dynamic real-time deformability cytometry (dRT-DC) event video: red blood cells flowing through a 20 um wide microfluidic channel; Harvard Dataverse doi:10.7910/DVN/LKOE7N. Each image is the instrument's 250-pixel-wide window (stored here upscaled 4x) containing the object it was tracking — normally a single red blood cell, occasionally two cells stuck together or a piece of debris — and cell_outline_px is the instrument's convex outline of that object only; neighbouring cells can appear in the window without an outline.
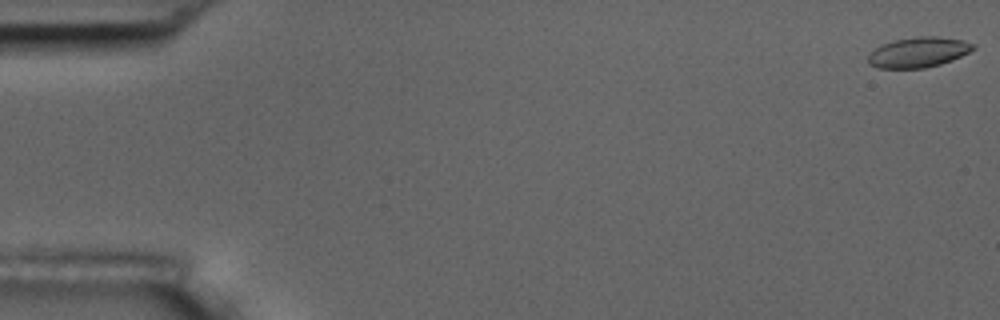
{"species": "common noctule bat (a hibernating species)", "species_latin": "Nyctalus noctula", "temperature_condition": "room temperature", "stored_images_in_passage": 56, "camera_frame_rate_fps": 3000, "um_per_image_px": 0.085, "animal": {"sex": "male", "body_mass_g": 17.5, "forearm_length_mm": 52.3}, "frame": {"image": 1, "passage_image": 1, "time_ms": 0.0, "image_size_px": [1000, 320], "cell_outline_px": [[976, 48], [952, 60], [940, 64], [924, 68], [876, 68], [868, 64], [868, 56], [876, 48], [884, 44], [896, 40], [920, 36], [936, 36], [960, 40], [976, 44]], "centroid_in_image_um": [78.07, 4.45], "position_along_channel_um": 6.9, "area_um2": 18.26}}
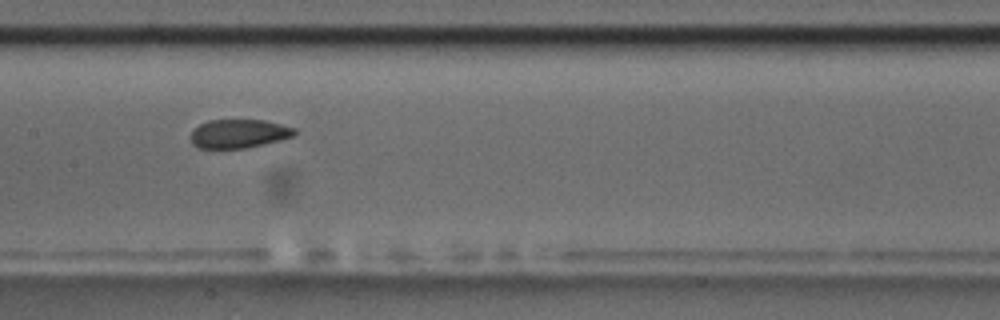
{"frame": {"image": 2, "passage_image": 28, "time_ms": 9.0, "image_size_px": [1000, 320], "cell_outline_px": [[296, 132], [292, 136], [280, 140], [264, 144], [244, 148], [196, 148], [192, 144], [192, 128], [208, 120], [264, 120], [296, 128]], "centroid_in_image_um": [20.28, 11.36], "position_along_channel_um": 187.1, "area_um2": 17.34}}
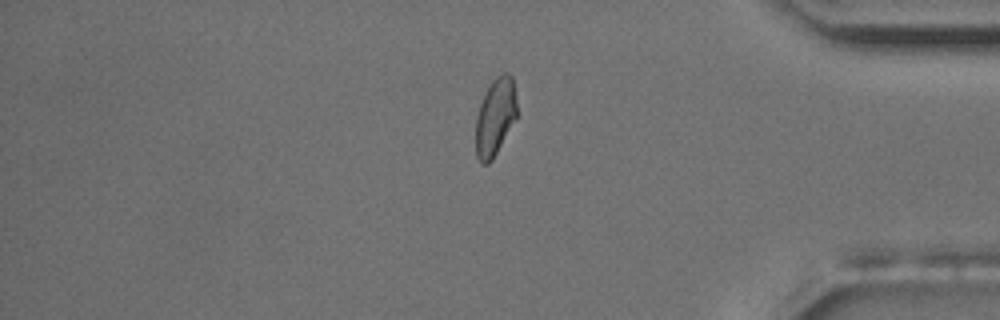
{"frame": {"image": 3, "passage_image": 47, "time_ms": 15.333, "image_size_px": [1000, 320], "cell_outline_px": [[516, 116], [492, 160], [488, 164], [480, 164], [476, 156], [476, 116], [480, 104], [492, 80], [496, 76], [504, 72], [508, 72], [512, 76], [516, 100]], "centroid_in_image_um": [42.07, 9.93], "position_along_channel_um": 393.1, "area_um2": 18.26}, "authors_computed_cell_mechanics": {"area_um2": 18.6983, "velocity_mm_per_s": 3.6506, "shape_relaxation_time_tau1_ms": 7.3775, "shape_relaxation_time_tau2_ms": 1.431, "deformation_change_tau1": 0.1249, "deformation_change_tau2": 0.0565}}